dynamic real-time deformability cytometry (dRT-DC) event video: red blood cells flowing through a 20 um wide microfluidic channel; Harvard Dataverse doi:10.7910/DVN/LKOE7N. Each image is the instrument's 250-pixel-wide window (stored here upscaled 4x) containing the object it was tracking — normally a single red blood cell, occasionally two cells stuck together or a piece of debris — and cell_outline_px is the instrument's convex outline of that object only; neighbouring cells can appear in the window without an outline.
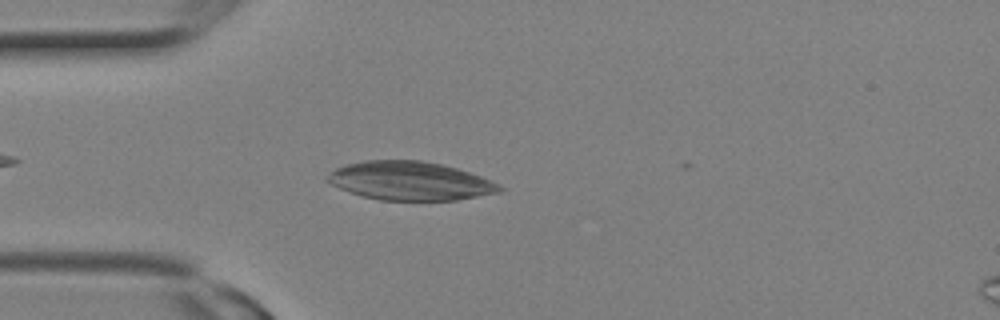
{"species": "Egyptian fruit bat (a non-hibernating species)", "species_latin": "Rousettus aegyptiacus", "temperature_condition": "room temperature", "stored_images_in_passage": 9, "camera_frame_rate_fps": 3000, "um_per_image_px": 0.085, "animal": {"sex": "female"}, "frame": {"image": 1, "passage_image": 7, "time_ms": 2.0, "image_size_px": [1000, 320], "cell_outline_px": [[504, 192], [456, 200], [380, 200], [360, 196], [340, 188], [324, 180], [324, 176], [336, 168], [348, 164], [364, 160], [420, 160], [440, 164], [456, 168], [480, 176], [500, 184], [504, 188]], "centroid_in_image_um": [34.86, 15.38], "position_along_channel_um": 50.1, "area_um2": 38.84}}
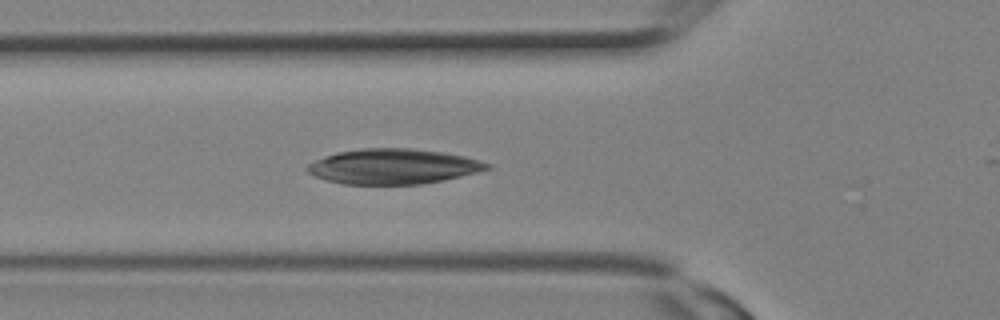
{"frame": {"image": 2, "passage_image": 9, "time_ms": 2.667, "image_size_px": [1000, 320], "cell_outline_px": [[492, 168], [444, 180], [420, 184], [344, 184], [328, 180], [316, 176], [308, 172], [304, 168], [308, 164], [324, 156], [336, 152], [360, 148], [412, 148], [444, 152], [464, 156], [480, 160], [492, 164]], "centroid_in_image_um": [33.43, 14.14], "position_along_channel_um": 92.4, "area_um2": 36.88}}